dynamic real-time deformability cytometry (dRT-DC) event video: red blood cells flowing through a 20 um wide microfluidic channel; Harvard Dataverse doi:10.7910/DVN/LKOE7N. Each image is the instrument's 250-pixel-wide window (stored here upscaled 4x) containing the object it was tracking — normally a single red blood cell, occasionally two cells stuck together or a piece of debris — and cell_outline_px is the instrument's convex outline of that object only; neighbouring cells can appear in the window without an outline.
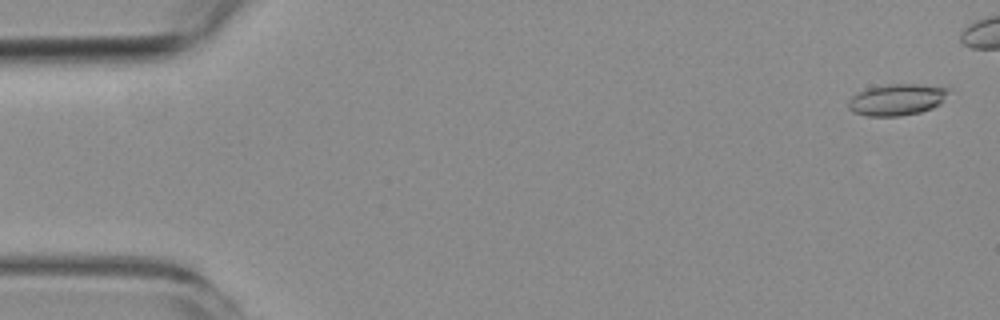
{"species": "common noctule bat (a hibernating species)", "species_latin": "Nyctalus noctula", "temperature_condition": "room temperature", "stored_images_in_passage": 8, "camera_frame_rate_fps": 3000, "um_per_image_px": 0.085, "animal": {"sex": "female", "body_mass_g": 19.3, "forearm_length_mm": 54.1}, "frame": {"image": 1, "passage_image": 1, "time_ms": 0.0, "image_size_px": [1000, 320], "cell_outline_px": [[952, 88], [940, 104], [932, 108], [920, 112], [900, 116], [868, 116], [852, 112], [848, 108], [848, 100], [852, 96], [868, 88], [888, 84], [916, 84]], "centroid_in_image_um": [76.24, 8.47], "position_along_channel_um": 8.8, "area_um2": 18.38}}
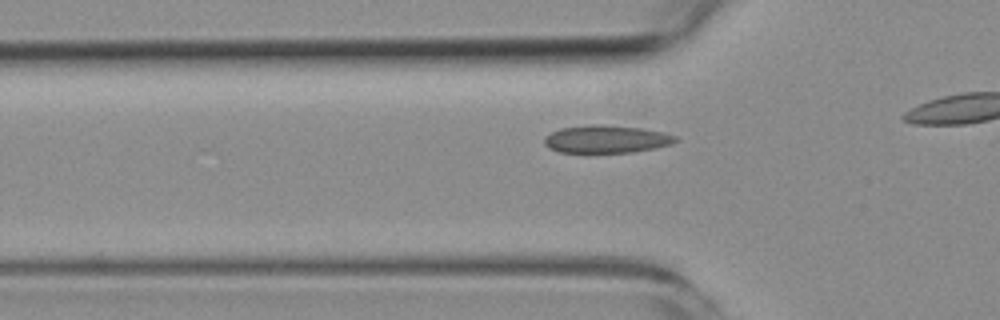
{"frame": {"image": 2, "passage_image": 6, "time_ms": 7.333, "image_size_px": [1000, 320], "cell_outline_px": [[680, 140], [672, 144], [632, 152], [560, 152], [548, 148], [544, 144], [544, 136], [560, 128], [588, 124], [604, 124], [640, 128], [664, 132], [676, 136]], "centroid_in_image_um": [51.52, 11.81], "position_along_channel_um": 74.3, "area_um2": 21.27}}
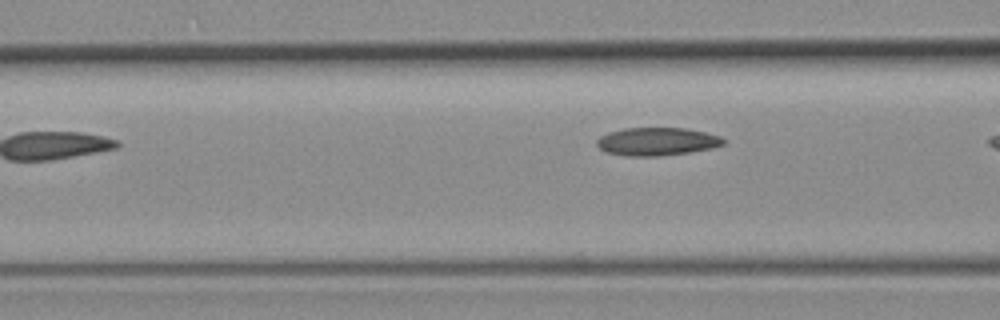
{"frame": {"image": 3, "passage_image": 8, "time_ms": 9.667, "image_size_px": [1000, 320], "cell_outline_px": [[728, 140], [724, 144], [712, 148], [688, 152], [656, 156], [624, 156], [608, 152], [600, 148], [596, 144], [596, 140], [600, 136], [608, 132], [624, 128], [688, 128], [720, 136]], "centroid_in_image_um": [55.85, 12.02], "position_along_channel_um": 110.8, "area_um2": 20.69}}